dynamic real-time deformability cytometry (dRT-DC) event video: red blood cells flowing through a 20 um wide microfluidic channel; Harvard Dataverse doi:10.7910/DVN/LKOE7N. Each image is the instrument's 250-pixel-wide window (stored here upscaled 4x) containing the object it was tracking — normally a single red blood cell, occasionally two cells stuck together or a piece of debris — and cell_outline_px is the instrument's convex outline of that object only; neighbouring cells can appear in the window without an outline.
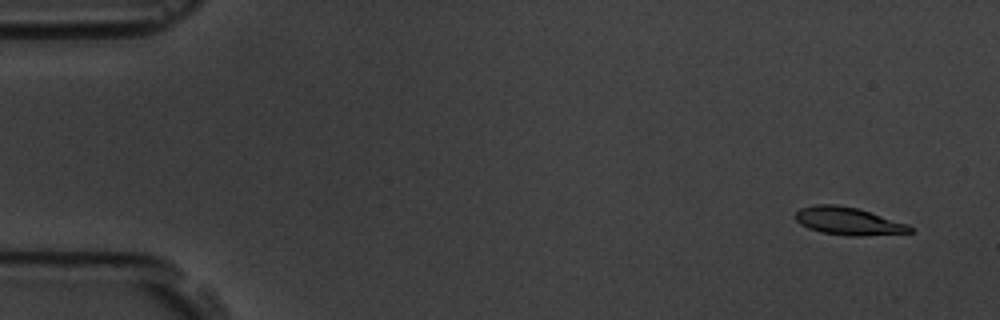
{"species": "common noctule bat (a hibernating species)", "species_latin": "Nyctalus noctula", "temperature_condition": "room temperature", "stored_images_in_passage": 5, "camera_frame_rate_fps": 3000, "um_per_image_px": 0.085, "animal": {"sex": "male", "body_mass_g": 19.5, "forearm_length_mm": 54.6}, "frame": {"image": 1, "passage_image": 1, "time_ms": 0.0, "image_size_px": [1000, 320], "cell_outline_px": [[912, 232], [860, 236], [848, 236], [820, 232], [808, 228], [800, 224], [796, 220], [796, 212], [800, 208], [816, 204], [836, 204], [856, 208], [908, 224], [912, 228]], "centroid_in_image_um": [72.06, 18.8], "position_along_channel_um": 12.9, "area_um2": 18.32}}
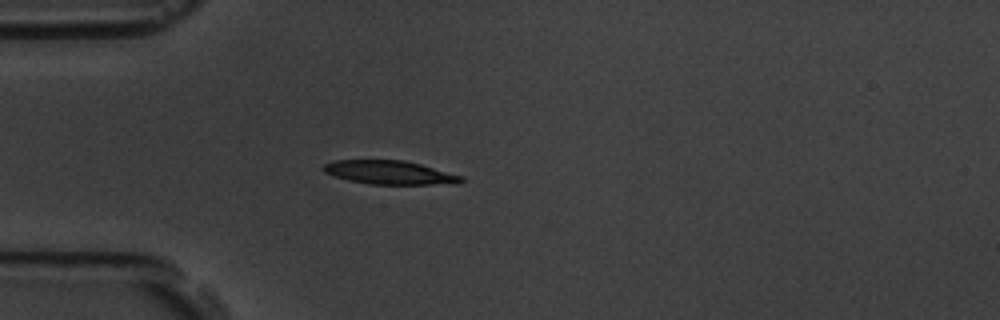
{"frame": {"image": 2, "passage_image": 5, "time_ms": 4.333, "image_size_px": [1000, 320], "cell_outline_px": [[464, 180], [460, 184], [372, 184], [348, 180], [324, 172], [320, 168], [324, 164], [332, 160], [404, 160], [420, 164], [464, 176]], "centroid_in_image_um": [33.14, 14.66], "position_along_channel_um": 51.9, "area_um2": 19.07}}